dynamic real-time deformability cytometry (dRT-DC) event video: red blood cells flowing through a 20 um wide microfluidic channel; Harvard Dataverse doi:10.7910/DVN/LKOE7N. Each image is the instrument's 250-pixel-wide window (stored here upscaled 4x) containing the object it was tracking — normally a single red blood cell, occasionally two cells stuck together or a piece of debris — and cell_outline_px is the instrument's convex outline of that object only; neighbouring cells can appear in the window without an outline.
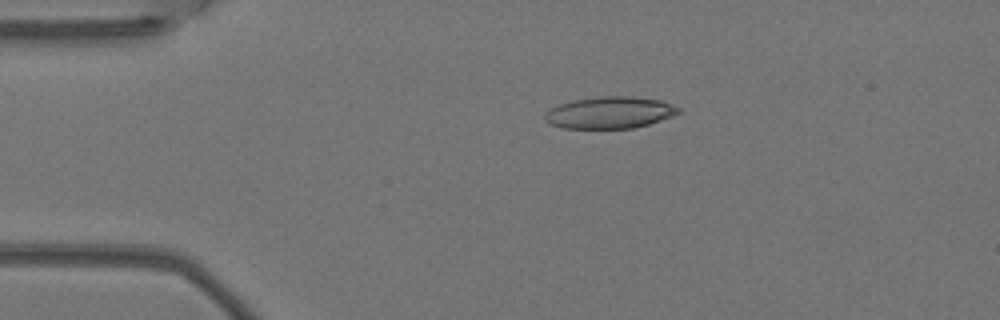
{"species": "Egyptian fruit bat (a non-hibernating species)", "species_latin": "Rousettus aegyptiacus", "temperature_condition": "warm", "stored_images_in_passage": 4, "camera_frame_rate_fps": 3000, "um_per_image_px": 0.085, "animal": {"sex": "female"}, "frame": {"image": 1, "passage_image": 3, "time_ms": 0.667, "image_size_px": [1000, 320], "cell_outline_px": [[680, 112], [672, 116], [648, 124], [632, 128], [564, 128], [548, 124], [544, 120], [544, 112], [560, 104], [572, 100], [596, 96], [632, 96], [660, 100], [672, 104], [680, 108]], "centroid_in_image_um": [51.8, 9.56], "position_along_channel_um": 33.2, "area_um2": 24.85}}